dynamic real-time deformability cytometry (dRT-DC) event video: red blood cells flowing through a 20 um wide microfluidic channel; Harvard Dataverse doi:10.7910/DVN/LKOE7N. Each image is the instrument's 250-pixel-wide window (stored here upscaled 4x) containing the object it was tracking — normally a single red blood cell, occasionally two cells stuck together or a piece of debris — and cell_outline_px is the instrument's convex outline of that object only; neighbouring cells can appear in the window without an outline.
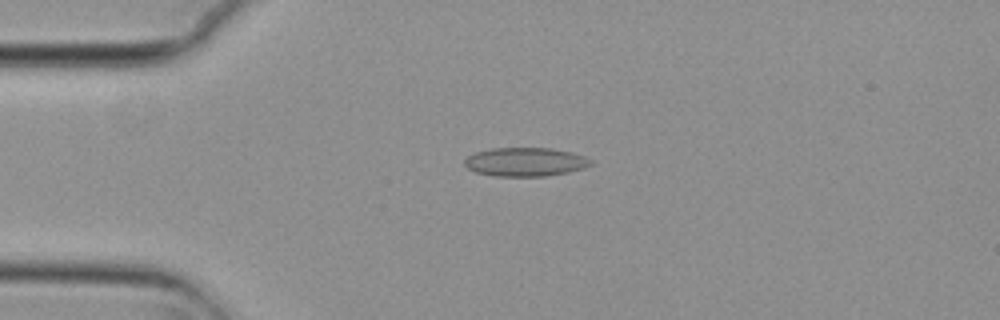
{"species": "common noctule bat (a hibernating species)", "species_latin": "Nyctalus noctula", "temperature_condition": "cold", "stored_images_in_passage": 55, "camera_frame_rate_fps": 3000, "um_per_image_px": 0.085, "animal": {"sex": "female", "body_mass_g": 29.2, "forearm_length_mm": 56.3}, "frame": {"image": 1, "passage_image": 13, "time_ms": 4.0, "image_size_px": [1000, 320], "cell_outline_px": [[592, 164], [584, 168], [568, 172], [544, 176], [492, 176], [476, 172], [468, 168], [464, 164], [464, 160], [468, 156], [476, 152], [492, 148], [552, 148], [572, 152], [584, 156], [592, 160]], "centroid_in_image_um": [44.66, 13.76], "position_along_channel_um": 40.3, "area_um2": 21.15}}
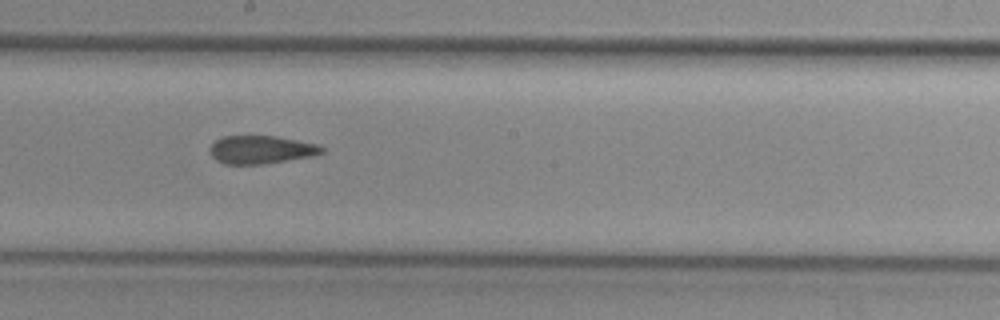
{"frame": {"image": 2, "passage_image": 30, "time_ms": 9.667, "image_size_px": [1000, 320], "cell_outline_px": [[324, 152], [312, 156], [264, 164], [224, 164], [216, 160], [212, 156], [208, 148], [216, 140], [224, 136], [276, 136], [316, 144], [324, 148]], "centroid_in_image_um": [22.16, 12.73], "position_along_channel_um": 226.0, "area_um2": 18.26}}
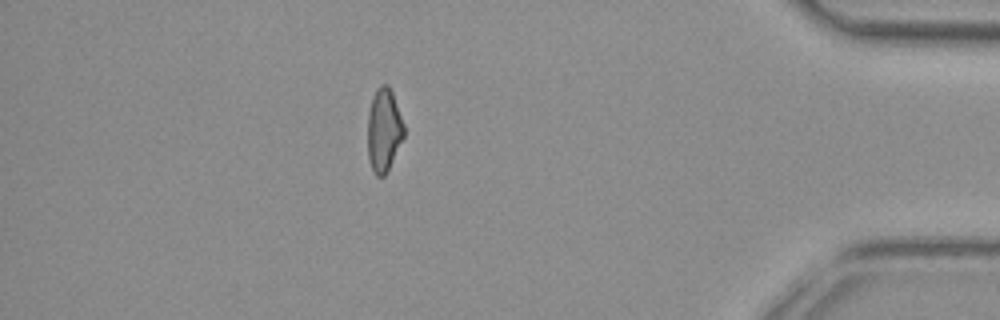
{"frame": {"image": 3, "passage_image": 48, "time_ms": 15.667, "image_size_px": [1000, 320], "cell_outline_px": [[404, 136], [384, 176], [376, 176], [372, 168], [368, 156], [368, 112], [372, 96], [376, 88], [380, 84], [388, 84], [392, 92], [404, 124]], "centroid_in_image_um": [32.61, 11.0], "position_along_channel_um": 402.6, "area_um2": 17.46}, "authors_computed_cell_mechanics": {"area_um2": 19.363, "velocity_mm_per_s": 3.7302, "shape_relaxation_time_tau1_ms": null, "shape_relaxation_time_tau2_ms": 3.6528, "deformation_change_tau1": null, "deformation_change_tau2": 0.0954}}